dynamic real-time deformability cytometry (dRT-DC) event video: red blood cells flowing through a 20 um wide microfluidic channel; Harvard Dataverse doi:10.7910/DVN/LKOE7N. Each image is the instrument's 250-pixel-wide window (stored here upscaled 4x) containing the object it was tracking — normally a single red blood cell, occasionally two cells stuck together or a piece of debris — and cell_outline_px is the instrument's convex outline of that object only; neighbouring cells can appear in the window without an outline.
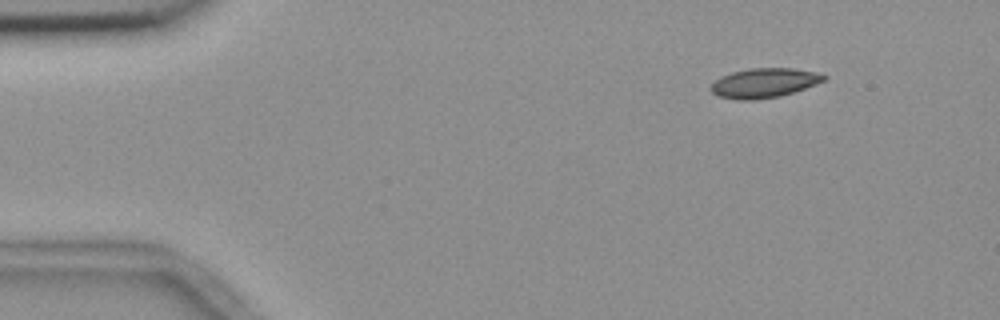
{"species": "common noctule bat (a hibernating species)", "species_latin": "Nyctalus noctula", "temperature_condition": "room temperature", "stored_images_in_passage": 50, "camera_frame_rate_fps": 3000, "um_per_image_px": 0.085, "animal": {"sex": "female", "body_mass_g": 18.4}, "frame": {"image": 1, "passage_image": 1, "time_ms": 0.0, "image_size_px": [1000, 320], "cell_outline_px": [[828, 76], [824, 80], [816, 84], [780, 96], [756, 100], [736, 100], [716, 96], [708, 88], [720, 76], [732, 72], [748, 68], [792, 68], [816, 72]], "centroid_in_image_um": [64.9, 7.05], "position_along_channel_um": 20.1, "area_um2": 19.54}}
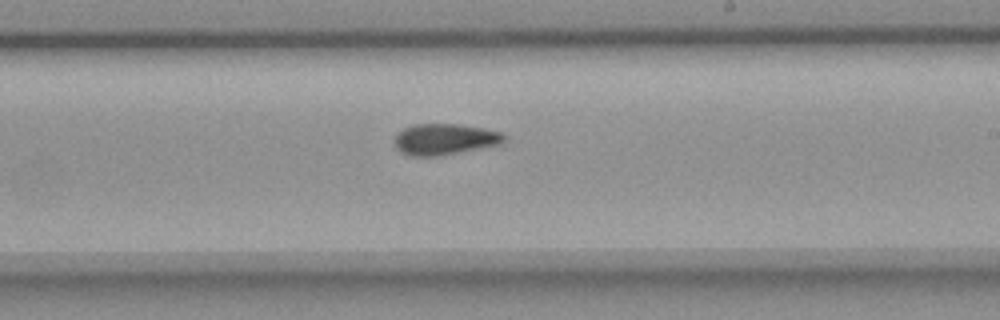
{"frame": {"image": 2, "passage_image": 27, "time_ms": 8.667, "image_size_px": [1000, 320], "cell_outline_px": [[508, 136], [500, 144], [436, 156], [412, 156], [400, 152], [396, 148], [392, 140], [396, 132], [412, 124], [460, 124], [484, 128], [500, 132]], "centroid_in_image_um": [37.73, 11.82], "position_along_channel_um": 251.3, "area_um2": 20.0}}
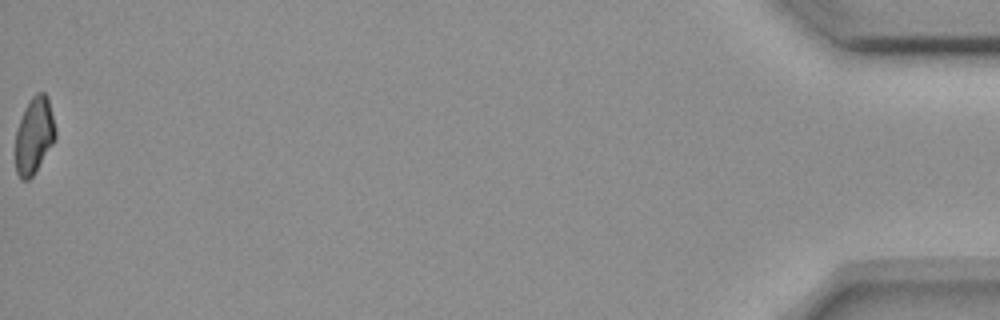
{"frame": {"image": 3, "passage_image": 50, "time_ms": 16.333, "image_size_px": [1000, 320], "cell_outline_px": [[56, 140], [32, 176], [28, 180], [20, 180], [16, 172], [16, 132], [24, 108], [28, 100], [36, 92], [44, 92], [48, 96], [56, 132]], "centroid_in_image_um": [2.91, 11.5], "position_along_channel_um": 432.3, "area_um2": 17.92}, "authors_computed_cell_mechanics": {"area_um2": 19.4786, "velocity_mm_per_s": 3.6722, "shape_relaxation_time_tau1_ms": null, "shape_relaxation_time_tau2_ms": 3.8661, "deformation_change_tau1": null, "deformation_change_tau2": 0.0676}}